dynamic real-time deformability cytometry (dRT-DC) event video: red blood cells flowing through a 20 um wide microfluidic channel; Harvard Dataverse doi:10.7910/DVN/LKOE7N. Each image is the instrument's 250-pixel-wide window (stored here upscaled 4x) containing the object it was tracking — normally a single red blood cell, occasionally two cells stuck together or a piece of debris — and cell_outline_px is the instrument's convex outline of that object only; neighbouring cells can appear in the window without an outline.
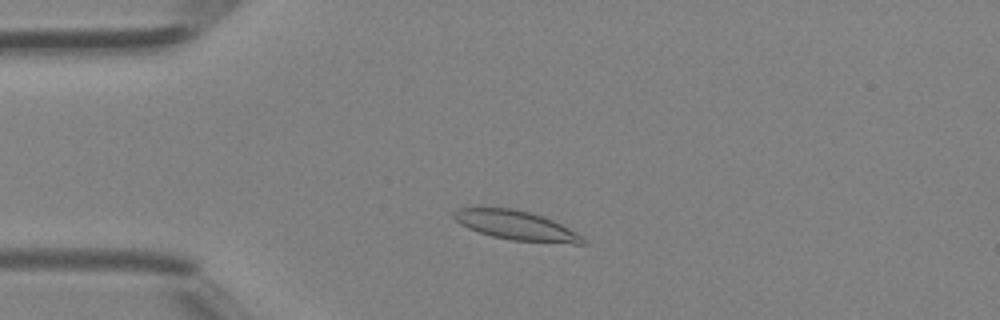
{"species": "Egyptian fruit bat (a non-hibernating species)", "species_latin": "Rousettus aegyptiacus", "temperature_condition": "room temperature", "stored_images_in_passage": 39, "camera_frame_rate_fps": 3000, "um_per_image_px": 0.085, "animal": {"sex": "female"}, "frame": {"image": 1, "passage_image": 7, "time_ms": 2.0, "image_size_px": [1000, 320], "cell_outline_px": [[588, 244], [572, 244], [512, 240], [492, 236], [468, 228], [460, 224], [452, 216], [452, 212], [460, 208], [512, 208], [544, 216], [584, 236], [588, 240]], "centroid_in_image_um": [43.93, 19.18], "position_along_channel_um": 41.1, "area_um2": 22.02}}
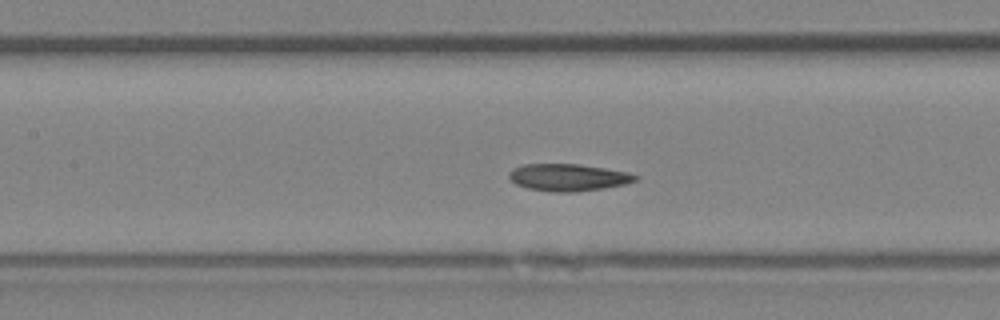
{"frame": {"image": 2, "passage_image": 16, "time_ms": 5.0, "image_size_px": [1000, 320], "cell_outline_px": [[640, 176], [636, 180], [624, 184], [604, 188], [576, 192], [552, 192], [528, 188], [516, 184], [508, 176], [508, 172], [512, 168], [524, 164], [580, 164], [628, 172]], "centroid_in_image_um": [48.28, 15.07], "position_along_channel_um": 159.1, "area_um2": 20.0}}
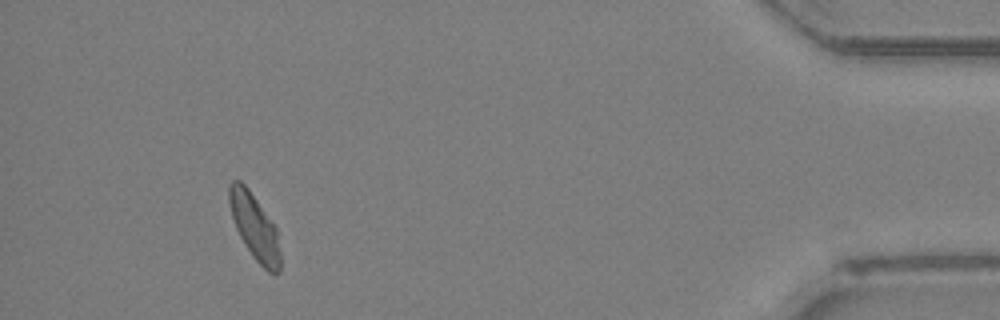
{"frame": {"image": 3, "passage_image": 36, "time_ms": 11.667, "image_size_px": [1000, 320], "cell_outline_px": [[280, 272], [268, 272], [252, 256], [244, 244], [236, 228], [232, 216], [228, 200], [228, 184], [232, 180], [240, 180], [248, 188], [276, 228], [280, 252]], "centroid_in_image_um": [21.62, 19.26], "position_along_channel_um": 413.6, "area_um2": 19.31}}